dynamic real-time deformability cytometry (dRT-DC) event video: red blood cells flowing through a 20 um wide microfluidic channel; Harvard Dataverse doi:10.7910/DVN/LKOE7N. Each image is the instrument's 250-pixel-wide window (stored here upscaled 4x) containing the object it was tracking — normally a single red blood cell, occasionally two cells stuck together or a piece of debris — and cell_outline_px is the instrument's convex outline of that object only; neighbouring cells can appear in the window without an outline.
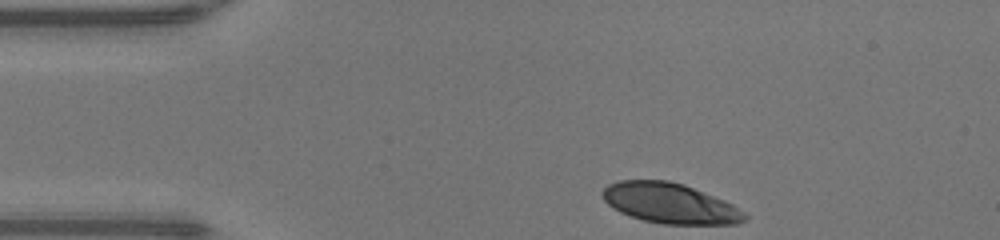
{"species": "human", "species_latin": "Homo sapiens", "temperature_condition": "warm", "stored_images_in_passage": 32, "camera_frame_rate_fps": 3000, "um_per_image_px": 0.085, "donor": {"sex": "male"}, "frame": {"image": 1, "passage_image": 1, "time_ms": 0.0, "image_size_px": [1000, 240], "cell_outline_px": [[748, 216], [744, 220], [736, 224], [664, 224], [644, 220], [620, 212], [612, 208], [604, 200], [600, 192], [608, 184], [620, 180], [668, 180], [684, 184], [724, 200], [732, 204], [744, 212]], "centroid_in_image_um": [56.92, 17.27], "position_along_channel_um": 28.1, "area_um2": 33.29}}
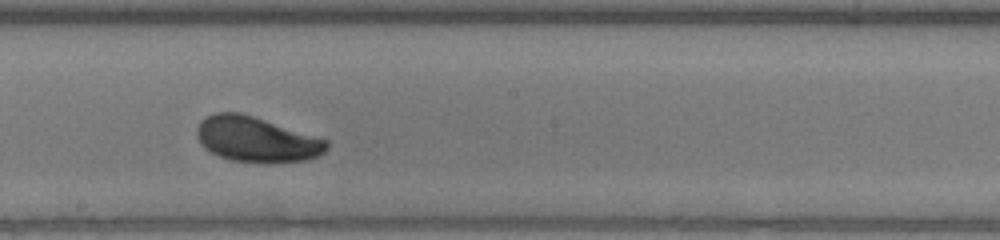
{"frame": {"image": 2, "passage_image": 19, "time_ms": 6.0, "image_size_px": [1000, 240], "cell_outline_px": [[328, 148], [324, 152], [308, 160], [280, 164], [264, 164], [228, 160], [204, 148], [200, 144], [196, 136], [196, 128], [200, 120], [216, 112], [240, 112], [328, 140]], "centroid_in_image_um": [21.78, 11.88], "position_along_channel_um": 226.4, "area_um2": 34.68}}
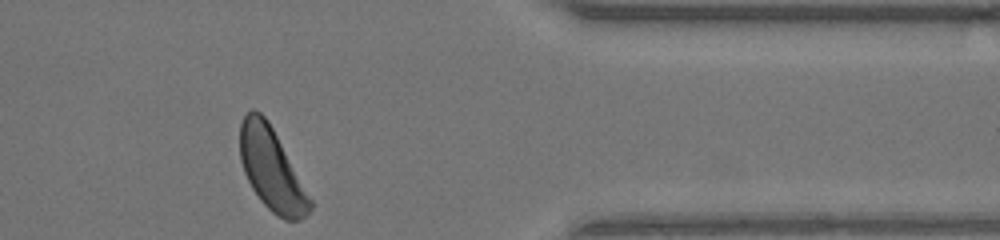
{"frame": {"image": 3, "passage_image": 32, "time_ms": 10.333, "image_size_px": [1000, 240], "cell_outline_px": [[312, 208], [300, 220], [284, 220], [276, 216], [260, 200], [252, 188], [244, 172], [240, 160], [240, 124], [244, 116], [252, 108], [260, 112], [268, 120], [312, 200]], "centroid_in_image_um": [23.07, 14.39], "position_along_channel_um": 388.3, "area_um2": 33.18}, "authors_computed_cell_mechanics": {"area_um2": 34.1887, "velocity_mm_per_s": 4.2661, "shape_relaxation_time_tau1_ms": 3.9652, "shape_relaxation_time_tau2_ms": null, "deformation_change_tau1": 0.172, "deformation_change_tau2": null}}